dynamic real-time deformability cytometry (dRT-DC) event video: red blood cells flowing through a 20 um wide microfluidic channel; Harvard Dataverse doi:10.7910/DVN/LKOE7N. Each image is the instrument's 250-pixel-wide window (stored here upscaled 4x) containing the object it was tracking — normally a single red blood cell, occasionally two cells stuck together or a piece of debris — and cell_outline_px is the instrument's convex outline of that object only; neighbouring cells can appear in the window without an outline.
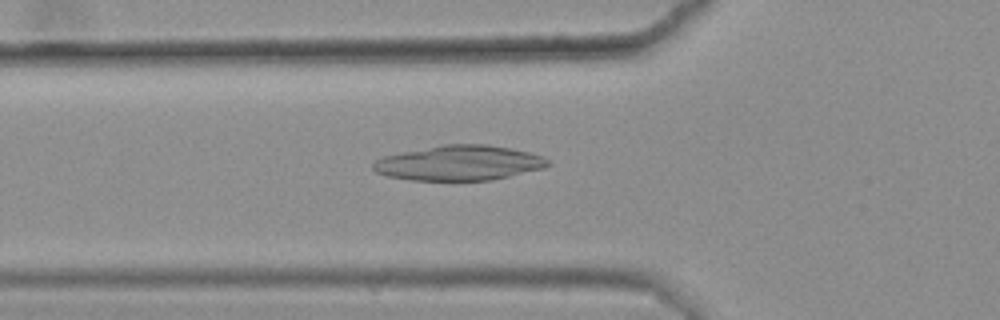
{"species": "common noctule bat (a hibernating species)", "species_latin": "Nyctalus noctula", "temperature_condition": "warm", "stored_images_in_passage": 49, "camera_frame_rate_fps": 3000, "um_per_image_px": 0.085, "animal": {"sex": "female", "body_mass_g": 25.1}, "frame": {"image": 1, "passage_image": 20, "time_ms": 6.333, "image_size_px": [1000, 320], "cell_outline_px": [[552, 164], [544, 168], [492, 180], [408, 180], [388, 176], [376, 172], [372, 168], [372, 164], [376, 160], [384, 156], [444, 144], [488, 144], [512, 148], [544, 156]], "centroid_in_image_um": [39.06, 13.85], "position_along_channel_um": 86.7, "area_um2": 35.6}}
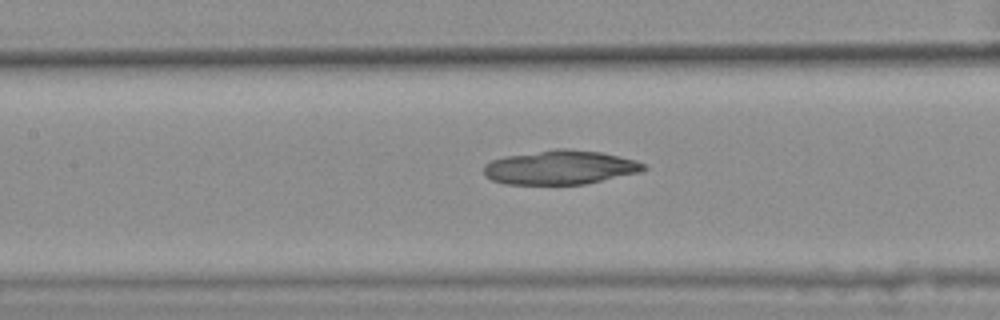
{"frame": {"image": 2, "passage_image": 26, "time_ms": 8.333, "image_size_px": [1000, 320], "cell_outline_px": [[648, 168], [640, 172], [584, 184], [504, 184], [492, 180], [484, 176], [484, 164], [492, 160], [504, 156], [556, 148], [568, 148], [600, 152], [620, 156], [636, 160], [644, 164]], "centroid_in_image_um": [47.6, 14.22], "position_along_channel_um": 159.8, "area_um2": 31.91}}
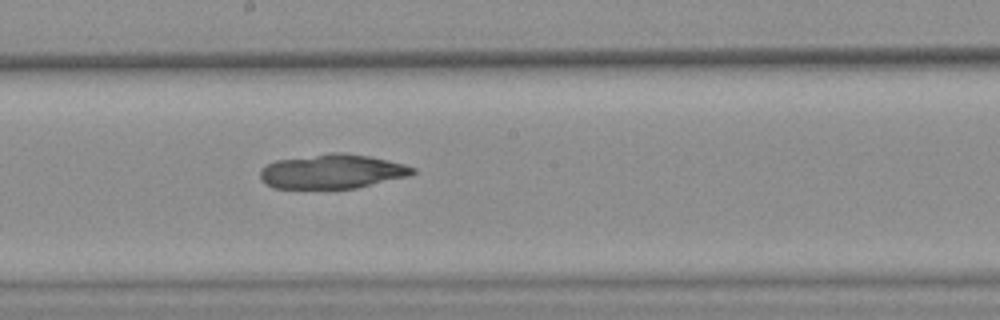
{"frame": {"image": 3, "passage_image": 31, "time_ms": 10.0, "image_size_px": [1000, 320], "cell_outline_px": [[416, 172], [408, 176], [356, 188], [272, 188], [264, 184], [260, 180], [260, 168], [276, 160], [332, 152], [344, 152], [368, 156], [388, 160], [404, 164], [416, 168]], "centroid_in_image_um": [28.21, 14.57], "position_along_channel_um": 220.0, "area_um2": 30.63}}